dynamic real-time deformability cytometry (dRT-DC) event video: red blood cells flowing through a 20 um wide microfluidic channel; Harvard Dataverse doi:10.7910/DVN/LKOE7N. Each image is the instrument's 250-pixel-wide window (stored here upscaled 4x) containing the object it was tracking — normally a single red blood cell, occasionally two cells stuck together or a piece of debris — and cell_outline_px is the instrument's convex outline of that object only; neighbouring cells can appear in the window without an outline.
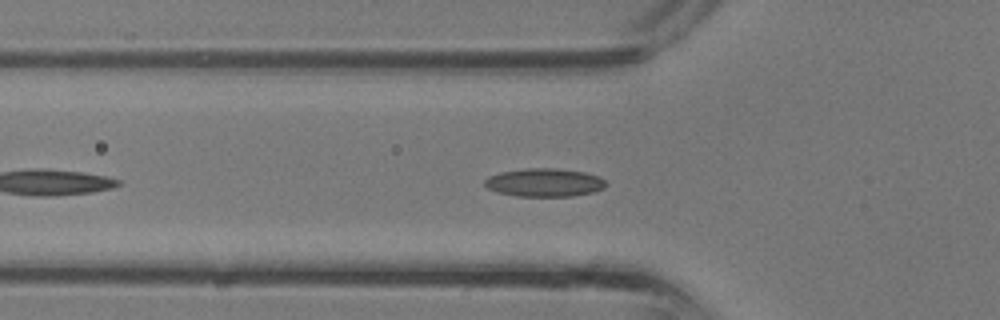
{"species": "common noctule bat (a hibernating species)", "species_latin": "Nyctalus noctula", "temperature_condition": "room temperature", "stored_images_in_passage": 19, "camera_frame_rate_fps": 3000, "um_per_image_px": 0.085, "animal": {"sex": "male", "body_mass_g": 13.3}, "frame": {"image": 1, "passage_image": 5, "time_ms": 1.333, "image_size_px": [1000, 320], "cell_outline_px": [[604, 188], [592, 192], [572, 196], [516, 196], [496, 192], [488, 188], [484, 184], [484, 180], [488, 176], [500, 172], [524, 168], [556, 168], [584, 172], [600, 176], [604, 180]], "centroid_in_image_um": [46.24, 15.51], "position_along_channel_um": 79.6, "area_um2": 20.0}}
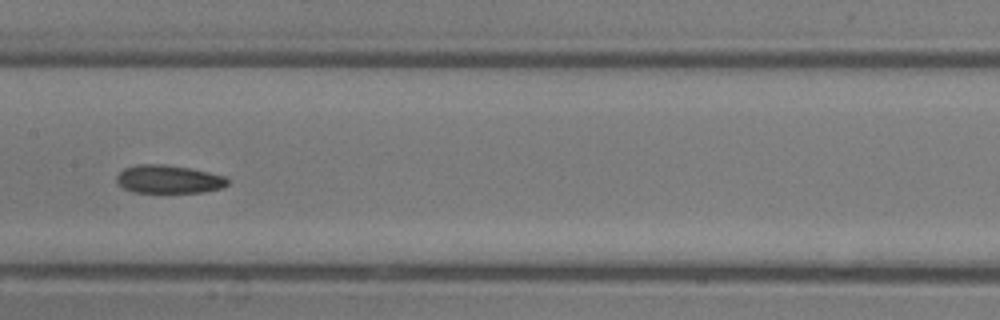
{"frame": {"image": 2, "passage_image": 11, "time_ms": 3.333, "image_size_px": [1000, 320], "cell_outline_px": [[228, 184], [224, 188], [204, 192], [132, 192], [116, 184], [116, 176], [124, 168], [136, 164], [164, 164], [188, 168], [208, 172], [224, 176], [228, 180]], "centroid_in_image_um": [14.31, 15.24], "position_along_channel_um": 193.1, "area_um2": 18.32}}
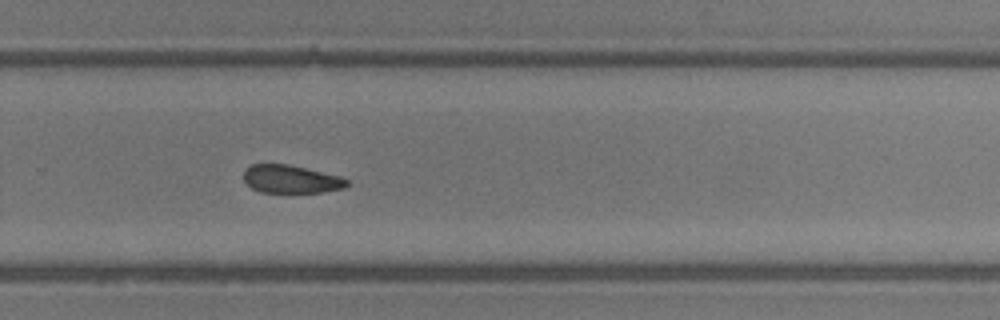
{"frame": {"image": 3, "passage_image": 17, "time_ms": 5.333, "image_size_px": [1000, 320], "cell_outline_px": [[348, 184], [344, 188], [320, 192], [260, 192], [252, 188], [244, 180], [244, 168], [252, 164], [288, 164], [340, 176], [348, 180]], "centroid_in_image_um": [24.71, 15.22], "position_along_channel_um": 305.1, "area_um2": 16.76}}